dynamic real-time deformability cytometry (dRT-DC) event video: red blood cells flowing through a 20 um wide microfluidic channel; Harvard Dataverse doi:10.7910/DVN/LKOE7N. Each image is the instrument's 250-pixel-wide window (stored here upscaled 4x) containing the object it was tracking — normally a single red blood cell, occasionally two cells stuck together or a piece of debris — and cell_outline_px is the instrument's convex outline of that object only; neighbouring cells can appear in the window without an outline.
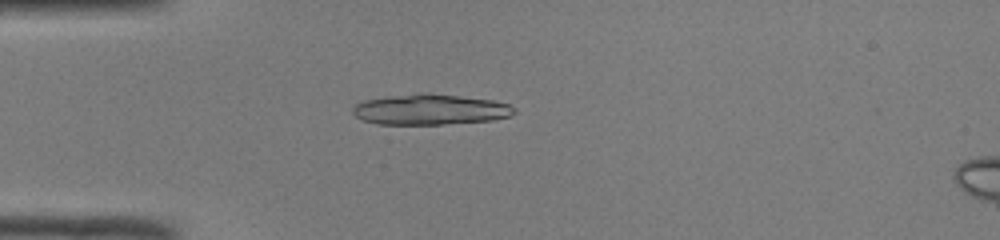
{"species": "common noctule bat (a hibernating species)", "species_latin": "Nyctalus noctula", "temperature_condition": "room temperature", "stored_images_in_passage": 48, "camera_frame_rate_fps": 3000, "um_per_image_px": 0.085, "animal": {"sex": "male", "body_mass_g": 19.0, "forearm_length_mm": 50.8}, "frame": {"image": 1, "passage_image": 13, "time_ms": 4.0, "image_size_px": [1000, 240], "cell_outline_px": [[516, 112], [512, 116], [492, 120], [440, 124], [376, 124], [364, 120], [356, 116], [352, 112], [352, 108], [356, 104], [364, 100], [392, 96], [424, 92], [492, 100], [508, 104], [516, 108]], "centroid_in_image_um": [36.58, 9.31], "position_along_channel_um": 48.4, "area_um2": 28.61}}
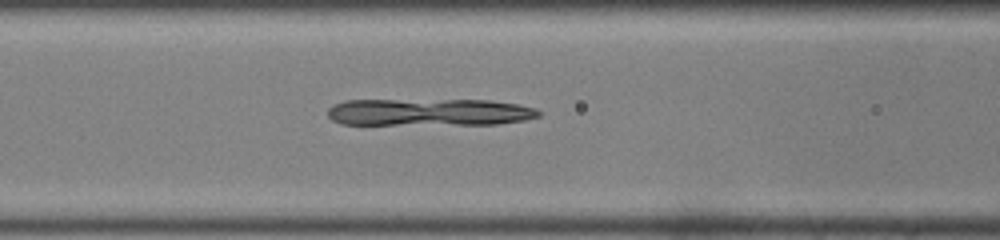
{"frame": {"image": 2, "passage_image": 20, "time_ms": 6.333, "image_size_px": [1000, 240], "cell_outline_px": [[540, 116], [524, 120], [496, 124], [340, 124], [332, 120], [328, 116], [328, 108], [344, 100], [488, 100], [516, 104], [536, 108], [540, 112]], "centroid_in_image_um": [36.47, 9.53], "position_along_channel_um": 130.1, "area_um2": 33.35}}
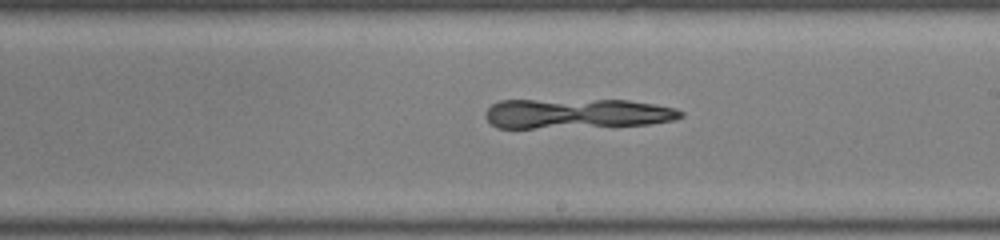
{"frame": {"image": 3, "passage_image": 28, "time_ms": 9.0, "image_size_px": [1000, 240], "cell_outline_px": [[684, 116], [676, 120], [648, 124], [532, 128], [496, 128], [484, 116], [484, 112], [492, 104], [500, 100], [628, 100], [656, 104], [676, 108], [684, 112]], "centroid_in_image_um": [49.03, 9.64], "position_along_channel_um": 240.0, "area_um2": 34.04}}